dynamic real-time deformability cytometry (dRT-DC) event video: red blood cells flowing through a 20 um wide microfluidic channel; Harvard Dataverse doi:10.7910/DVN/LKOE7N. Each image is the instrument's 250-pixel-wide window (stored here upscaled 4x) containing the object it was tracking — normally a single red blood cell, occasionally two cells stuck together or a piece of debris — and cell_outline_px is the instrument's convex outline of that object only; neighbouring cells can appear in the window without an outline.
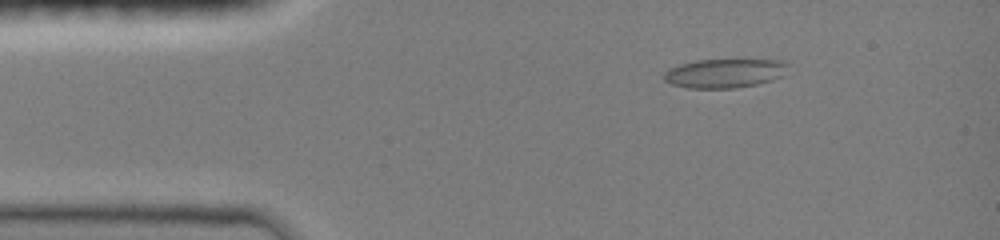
{"species": "common noctule bat (a hibernating species)", "species_latin": "Nyctalus noctula", "temperature_condition": "room temperature", "stored_images_in_passage": 14, "camera_frame_rate_fps": 3000, "um_per_image_px": 0.085, "animal": {"sex": "female", "body_mass_g": 19.0, "forearm_length_mm": 51.5}, "frame": {"image": 1, "passage_image": 7, "time_ms": 2.0, "image_size_px": [1000, 240], "cell_outline_px": [[788, 64], [784, 76], [772, 80], [756, 84], [736, 88], [688, 88], [672, 84], [664, 80], [664, 72], [680, 64], [696, 60], [784, 60]], "centroid_in_image_um": [61.62, 6.23], "position_along_channel_um": 23.4, "area_um2": 20.92}}